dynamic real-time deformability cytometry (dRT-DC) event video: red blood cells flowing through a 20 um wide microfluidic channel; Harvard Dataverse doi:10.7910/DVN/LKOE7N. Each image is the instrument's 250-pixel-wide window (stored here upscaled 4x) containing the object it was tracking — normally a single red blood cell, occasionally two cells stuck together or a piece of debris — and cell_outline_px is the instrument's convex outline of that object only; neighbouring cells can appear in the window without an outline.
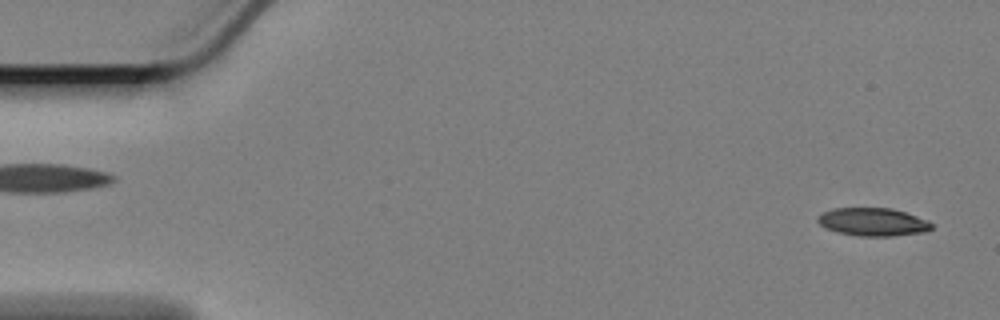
{"species": "Egyptian fruit bat (a non-hibernating species)", "species_latin": "Rousettus aegyptiacus", "temperature_condition": "cold", "stored_images_in_passage": 58, "camera_frame_rate_fps": 3000, "um_per_image_px": 0.085, "animal": {"sex": "female"}, "frame": {"image": 1, "passage_image": 2, "time_ms": 0.333, "image_size_px": [1000, 320], "cell_outline_px": [[932, 228], [924, 232], [892, 236], [860, 236], [840, 232], [824, 228], [816, 220], [816, 216], [832, 208], [892, 208], [928, 220], [932, 224]], "centroid_in_image_um": [74.17, 18.86], "position_along_channel_um": 10.8, "area_um2": 18.55}}
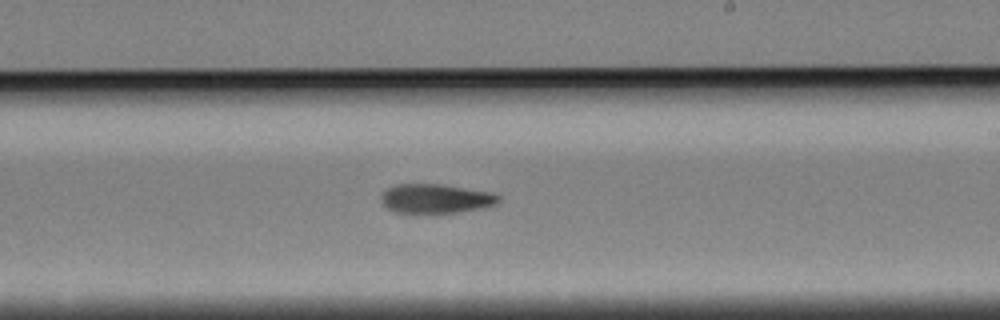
{"frame": {"image": 2, "passage_image": 34, "time_ms": 11.0, "image_size_px": [1000, 320], "cell_outline_px": [[500, 200], [496, 204], [484, 208], [432, 216], [396, 212], [388, 208], [380, 200], [380, 196], [388, 188], [396, 184], [444, 184], [492, 192], [500, 196]], "centroid_in_image_um": [37.05, 16.92], "position_along_channel_um": 251.9, "area_um2": 20.87}}
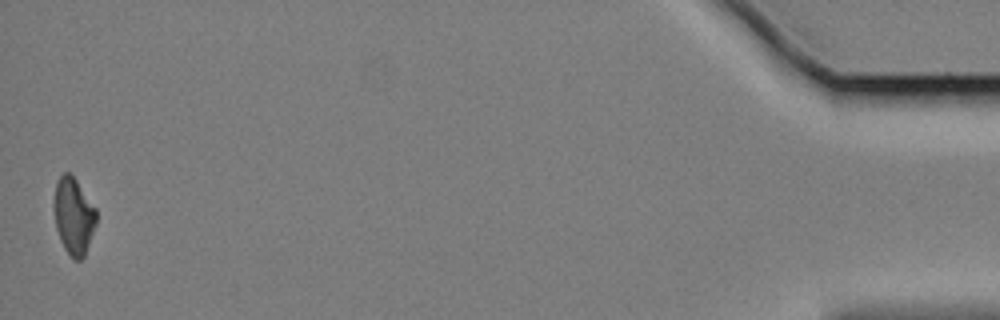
{"frame": {"image": 3, "passage_image": 58, "time_ms": 19.0, "image_size_px": [1000, 320], "cell_outline_px": [[96, 224], [84, 256], [80, 260], [72, 260], [64, 248], [60, 240], [56, 228], [52, 208], [52, 204], [56, 180], [64, 172], [68, 172], [76, 180], [96, 208]], "centroid_in_image_um": [6.22, 18.36], "position_along_channel_um": 429.0, "area_um2": 19.19}, "authors_computed_cell_mechanics": {"area_um2": 20.1144, "velocity_mm_per_s": 3.3592, "shape_relaxation_time_tau1_ms": 6.825, "shape_relaxation_time_tau2_ms": null, "deformation_change_tau1": 0.1729, "deformation_change_tau2": null}}